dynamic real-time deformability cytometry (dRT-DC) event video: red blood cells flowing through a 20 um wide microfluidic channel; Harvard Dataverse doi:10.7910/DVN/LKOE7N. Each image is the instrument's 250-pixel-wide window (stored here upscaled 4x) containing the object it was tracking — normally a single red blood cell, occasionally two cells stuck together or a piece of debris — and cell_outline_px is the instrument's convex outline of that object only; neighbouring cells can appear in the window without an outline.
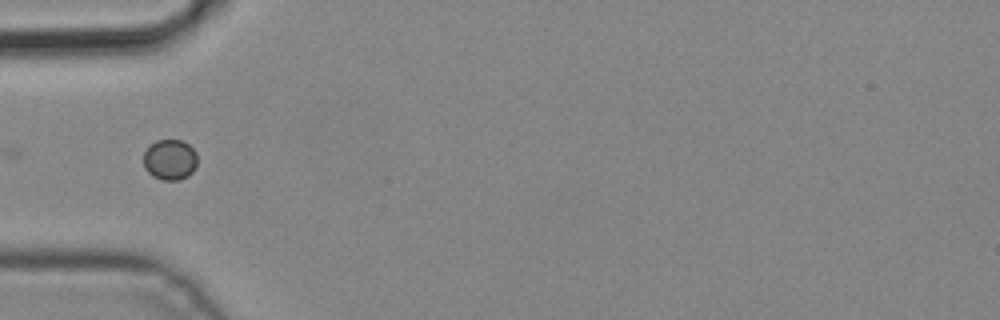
{"species": "common noctule bat (a hibernating species)", "species_latin": "Nyctalus noctula", "temperature_condition": "cold", "stored_images_in_passage": 1, "camera_frame_rate_fps": 3000, "um_per_image_px": 0.085, "animal": {"sex": "male", "body_mass_g": 19.2, "forearm_length_mm": 51.8}, "frame": {"image": 1, "passage_image": 1, "time_ms": 0.0, "image_size_px": [1000, 320], "cell_outline_px": [[196, 168], [188, 176], [180, 180], [164, 180], [152, 176], [144, 168], [144, 152], [156, 140], [180, 140], [188, 144], [196, 152]], "centroid_in_image_um": [14.45, 13.59], "position_along_channel_um": 70.6, "area_um2": 12.72}}